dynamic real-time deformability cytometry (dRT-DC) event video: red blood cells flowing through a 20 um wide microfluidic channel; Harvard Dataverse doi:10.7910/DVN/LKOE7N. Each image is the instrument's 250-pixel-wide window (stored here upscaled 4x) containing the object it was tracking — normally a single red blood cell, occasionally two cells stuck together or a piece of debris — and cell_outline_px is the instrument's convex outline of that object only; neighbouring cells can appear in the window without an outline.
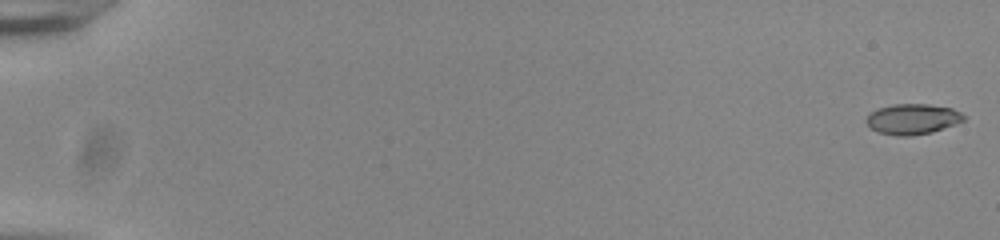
{"species": "common noctule bat (a hibernating species)", "species_latin": "Nyctalus noctula", "temperature_condition": "room temperature", "stored_images_in_passage": 55, "camera_frame_rate_fps": 3000, "um_per_image_px": 0.085, "animal": {"sex": "male", "body_mass_g": 20.0, "forearm_length_mm": 53.3}, "frame": {"image": 1, "passage_image": 1, "time_ms": 0.0, "image_size_px": [1000, 240], "cell_outline_px": [[964, 120], [932, 132], [908, 136], [896, 136], [880, 132], [872, 128], [864, 120], [872, 112], [880, 108], [892, 104], [928, 104], [952, 108], [960, 112], [964, 116]], "centroid_in_image_um": [77.56, 10.11], "position_along_channel_um": 7.4, "area_um2": 16.99}}
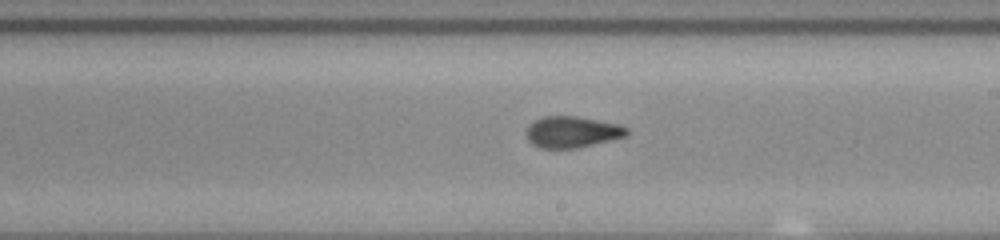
{"frame": {"image": 2, "passage_image": 34, "time_ms": 11.0, "image_size_px": [1000, 240], "cell_outline_px": [[628, 132], [624, 136], [576, 148], [540, 148], [532, 144], [528, 140], [524, 132], [528, 124], [532, 120], [544, 116], [576, 116], [620, 124], [628, 128]], "centroid_in_image_um": [48.55, 11.2], "position_along_channel_um": 240.5, "area_um2": 18.38}}
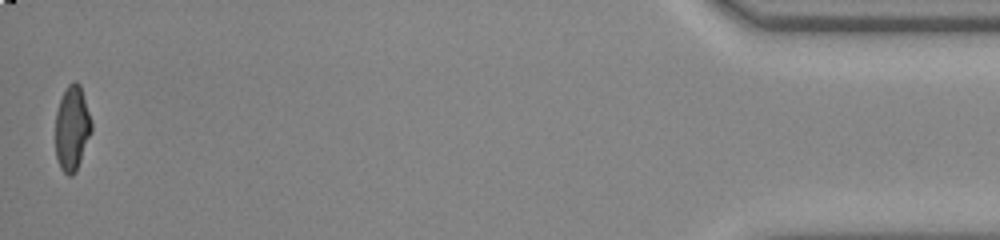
{"frame": {"image": 3, "passage_image": 55, "time_ms": 18.0, "image_size_px": [1000, 240], "cell_outline_px": [[92, 132], [76, 172], [72, 176], [68, 176], [60, 168], [56, 156], [56, 112], [60, 100], [68, 84], [72, 80], [76, 80], [80, 84], [92, 120]], "centroid_in_image_um": [6.14, 10.9], "position_along_channel_um": 429.1, "area_um2": 18.03}, "authors_computed_cell_mechanics": {"area_um2": 18.1492, "velocity_mm_per_s": 3.8516, "shape_relaxation_time_tau1_ms": null, "shape_relaxation_time_tau2_ms": 1.1652, "deformation_change_tau1": null, "deformation_change_tau2": 0.0704}}